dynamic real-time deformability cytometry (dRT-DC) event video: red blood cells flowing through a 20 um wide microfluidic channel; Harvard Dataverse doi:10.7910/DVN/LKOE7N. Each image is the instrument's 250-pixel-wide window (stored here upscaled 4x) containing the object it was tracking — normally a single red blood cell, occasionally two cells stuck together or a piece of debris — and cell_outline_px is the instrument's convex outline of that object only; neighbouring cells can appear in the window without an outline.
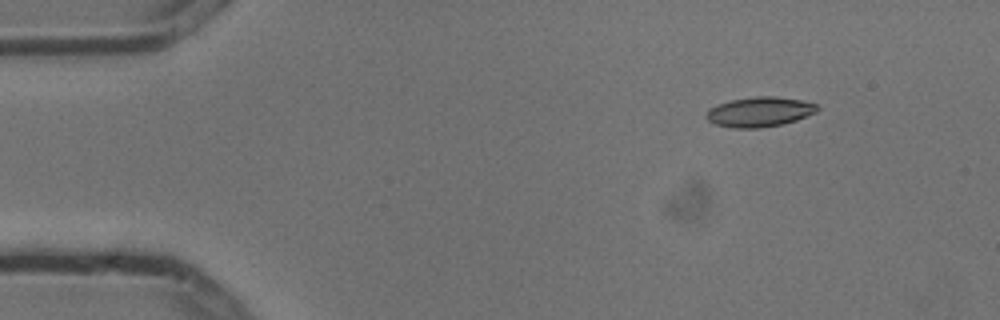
{"species": "common noctule bat (a hibernating species)", "species_latin": "Nyctalus noctula", "temperature_condition": "cold", "stored_images_in_passage": 4, "camera_frame_rate_fps": 3000, "um_per_image_px": 0.085, "animal": {"sex": "male", "body_mass_g": 13.3}, "frame": {"image": 1, "passage_image": 2, "time_ms": 0.333, "image_size_px": [1000, 320], "cell_outline_px": [[820, 108], [816, 112], [796, 120], [784, 124], [760, 128], [732, 128], [716, 124], [708, 120], [704, 116], [708, 108], [716, 104], [732, 100], [756, 96], [776, 96], [804, 100], [816, 104]], "centroid_in_image_um": [64.56, 9.5], "position_along_channel_um": 20.4, "area_um2": 19.54}}